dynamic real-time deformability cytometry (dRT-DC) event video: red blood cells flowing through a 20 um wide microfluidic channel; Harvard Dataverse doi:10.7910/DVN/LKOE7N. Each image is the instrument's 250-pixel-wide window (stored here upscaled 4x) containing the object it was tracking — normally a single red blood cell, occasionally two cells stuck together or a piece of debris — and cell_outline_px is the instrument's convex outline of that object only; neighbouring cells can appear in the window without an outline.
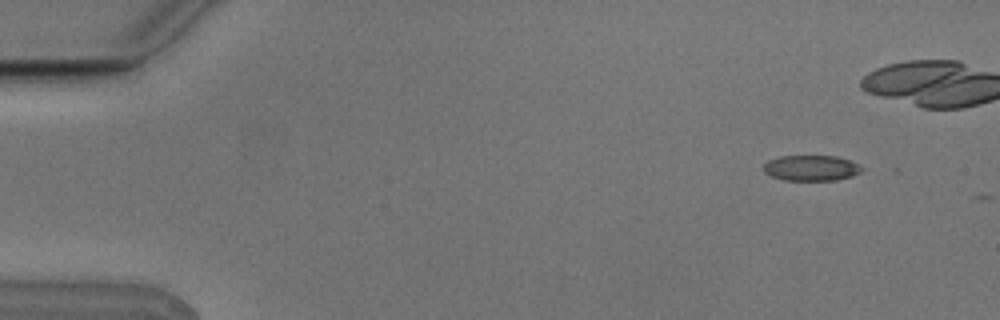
{"species": "Egyptian fruit bat (a non-hibernating species)", "species_latin": "Rousettus aegyptiacus", "temperature_condition": "cold", "stored_images_in_passage": 4, "camera_frame_rate_fps": 3000, "um_per_image_px": 0.085, "animal": {"sex": "male"}, "frame": {"image": 1, "passage_image": 1, "time_ms": 0.0, "image_size_px": [1000, 320], "cell_outline_px": [[864, 168], [860, 172], [852, 176], [836, 180], [784, 180], [772, 176], [764, 172], [764, 164], [768, 160], [780, 156], [836, 156], [848, 160]], "centroid_in_image_um": [68.94, 14.28], "position_along_channel_um": 16.1, "area_um2": 14.51}}